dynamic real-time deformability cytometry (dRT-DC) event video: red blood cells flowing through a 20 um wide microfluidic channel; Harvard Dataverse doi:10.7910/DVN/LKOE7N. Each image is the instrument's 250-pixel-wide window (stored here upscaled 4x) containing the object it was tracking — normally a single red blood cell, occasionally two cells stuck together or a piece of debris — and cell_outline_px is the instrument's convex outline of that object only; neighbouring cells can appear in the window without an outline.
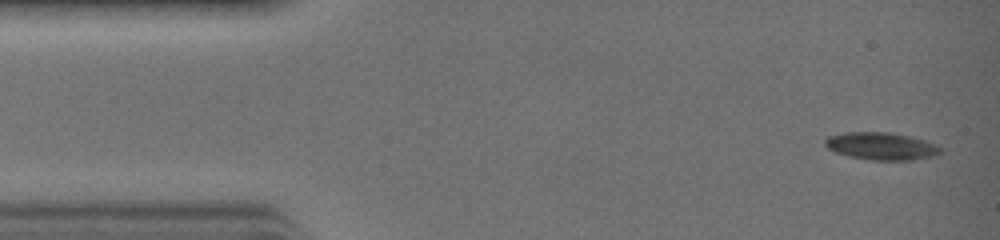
{"species": "common noctule bat (a hibernating species)", "species_latin": "Nyctalus noctula", "temperature_condition": "warm", "stored_images_in_passage": 31, "camera_frame_rate_fps": 3000, "um_per_image_px": 0.085, "animal": {"sex": "female", "body_mass_g": 19.0, "forearm_length_mm": 51.5}, "frame": {"image": 1, "passage_image": 1, "time_ms": 0.0, "image_size_px": [1000, 240], "cell_outline_px": [[944, 152], [932, 156], [912, 160], [872, 160], [848, 156], [836, 152], [828, 148], [824, 144], [824, 140], [828, 136], [844, 132], [892, 132], [912, 136], [924, 140], [940, 148]], "centroid_in_image_um": [74.89, 12.41], "position_along_channel_um": 10.1, "area_um2": 18.5}}
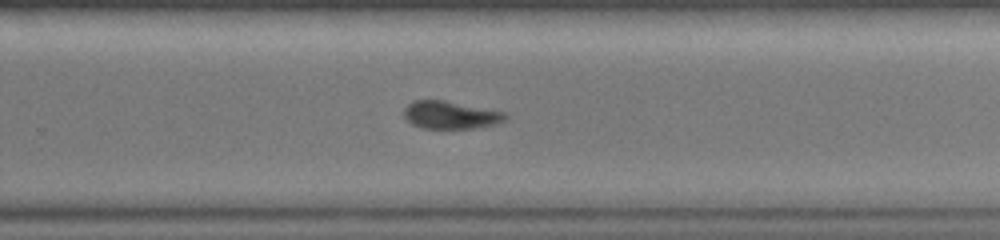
{"frame": {"image": 2, "passage_image": 20, "time_ms": 6.333, "image_size_px": [1000, 240], "cell_outline_px": [[508, 116], [504, 120], [496, 124], [476, 128], [420, 128], [412, 124], [404, 116], [404, 108], [412, 100], [444, 100], [508, 112]], "centroid_in_image_um": [38.32, 9.76], "position_along_channel_um": 291.5, "area_um2": 16.53}}
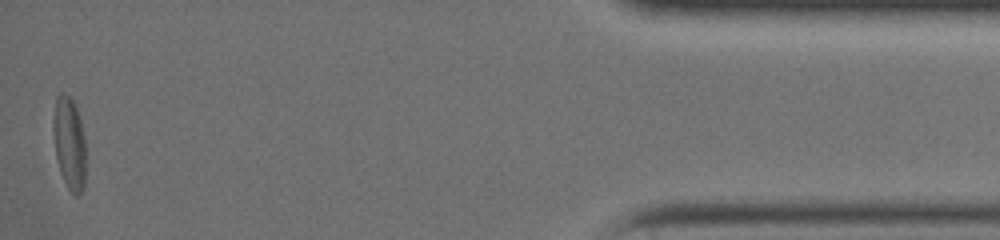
{"frame": {"image": 3, "passage_image": 31, "time_ms": 10.0, "image_size_px": [1000, 240], "cell_outline_px": [[84, 188], [76, 196], [68, 188], [64, 180], [56, 156], [52, 128], [52, 120], [56, 96], [60, 92], [64, 92], [76, 104], [84, 136]], "centroid_in_image_um": [5.87, 12.09], "position_along_channel_um": 429.3, "area_um2": 17.4}}